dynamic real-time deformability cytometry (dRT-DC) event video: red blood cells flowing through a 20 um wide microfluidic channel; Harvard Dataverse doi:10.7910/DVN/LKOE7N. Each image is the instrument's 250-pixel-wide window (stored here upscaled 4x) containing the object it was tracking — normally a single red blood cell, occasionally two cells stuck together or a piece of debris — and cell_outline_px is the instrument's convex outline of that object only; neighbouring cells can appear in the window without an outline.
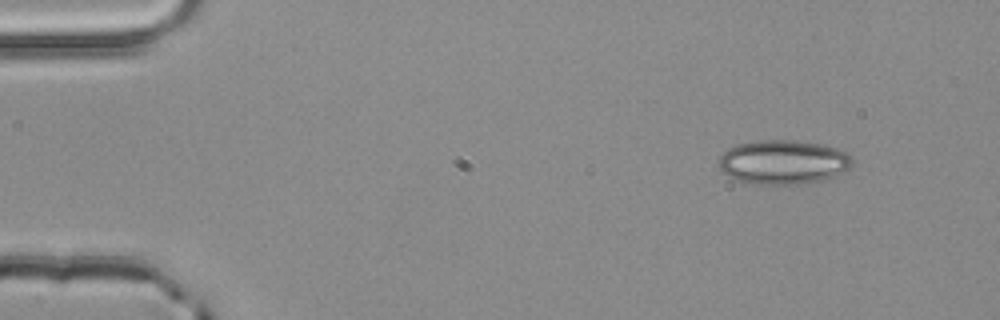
{"species": "common noctule bat (a hibernating species)", "species_latin": "Nyctalus noctula", "temperature_condition": "room temperature", "stored_images_in_passage": 3, "camera_frame_rate_fps": 3000, "um_per_image_px": 0.085, "animal": {"sex": "male", "body_mass_g": 20.4}, "frame": {"image": 1, "passage_image": 1, "time_ms": 0.0, "image_size_px": [1000, 320], "cell_outline_px": [[852, 164], [844, 172], [836, 176], [824, 180], [804, 184], [752, 184], [736, 180], [724, 172], [720, 168], [716, 160], [728, 148], [740, 144], [756, 140], [792, 140], [820, 144], [836, 148], [848, 152], [852, 156]], "centroid_in_image_um": [66.59, 13.79], "position_along_channel_um": 18.4, "area_um2": 34.68}}